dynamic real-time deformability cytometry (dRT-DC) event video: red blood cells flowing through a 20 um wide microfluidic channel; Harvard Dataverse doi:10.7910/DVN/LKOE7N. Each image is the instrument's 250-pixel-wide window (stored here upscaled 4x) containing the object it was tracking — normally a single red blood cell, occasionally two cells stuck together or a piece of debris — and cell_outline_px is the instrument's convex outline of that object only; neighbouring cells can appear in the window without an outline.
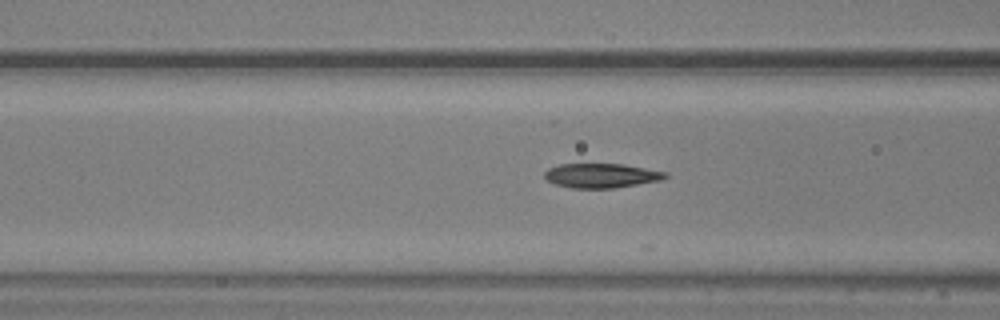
{"species": "common noctule bat (a hibernating species)", "species_latin": "Nyctalus noctula", "temperature_condition": "warm", "stored_images_in_passage": 7, "camera_frame_rate_fps": 3000, "um_per_image_px": 0.085, "animal": {"sex": "male", "body_mass_g": 20.5, "forearm_length_mm": 52.5}, "frame": {"image": 1, "passage_image": 4, "time_ms": 1.0, "image_size_px": [1000, 320], "cell_outline_px": [[668, 176], [660, 180], [612, 188], [572, 188], [556, 184], [548, 180], [544, 176], [544, 172], [548, 168], [560, 164], [624, 164], [668, 172]], "centroid_in_image_um": [51.11, 14.91], "position_along_channel_um": 115.5, "area_um2": 17.05}}